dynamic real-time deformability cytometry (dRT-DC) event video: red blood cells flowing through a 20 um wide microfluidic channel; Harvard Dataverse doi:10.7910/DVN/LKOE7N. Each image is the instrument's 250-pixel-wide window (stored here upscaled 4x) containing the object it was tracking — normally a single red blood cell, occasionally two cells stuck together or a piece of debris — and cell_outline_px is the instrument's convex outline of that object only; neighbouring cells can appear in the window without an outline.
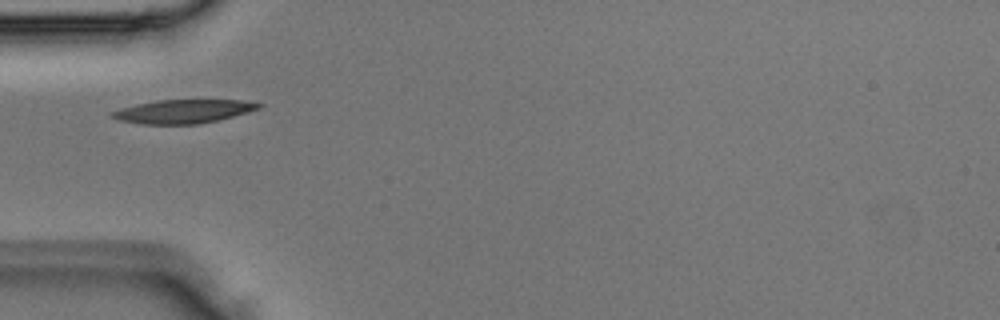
{"species": "Egyptian fruit bat (a non-hibernating species)", "species_latin": "Rousettus aegyptiacus", "temperature_condition": "room temperature", "stored_images_in_passage": 2, "camera_frame_rate_fps": 3000, "um_per_image_px": 0.085, "animal": {"sex": "male"}, "frame": {"image": 1, "passage_image": 2, "time_ms": 0.333, "image_size_px": [1000, 320], "cell_outline_px": [[264, 104], [260, 108], [248, 112], [216, 120], [196, 124], [140, 124], [120, 120], [112, 116], [112, 112], [120, 108], [136, 104], [156, 100], [240, 100]], "centroid_in_image_um": [15.57, 9.46], "position_along_channel_um": 69.4, "area_um2": 19.94}}